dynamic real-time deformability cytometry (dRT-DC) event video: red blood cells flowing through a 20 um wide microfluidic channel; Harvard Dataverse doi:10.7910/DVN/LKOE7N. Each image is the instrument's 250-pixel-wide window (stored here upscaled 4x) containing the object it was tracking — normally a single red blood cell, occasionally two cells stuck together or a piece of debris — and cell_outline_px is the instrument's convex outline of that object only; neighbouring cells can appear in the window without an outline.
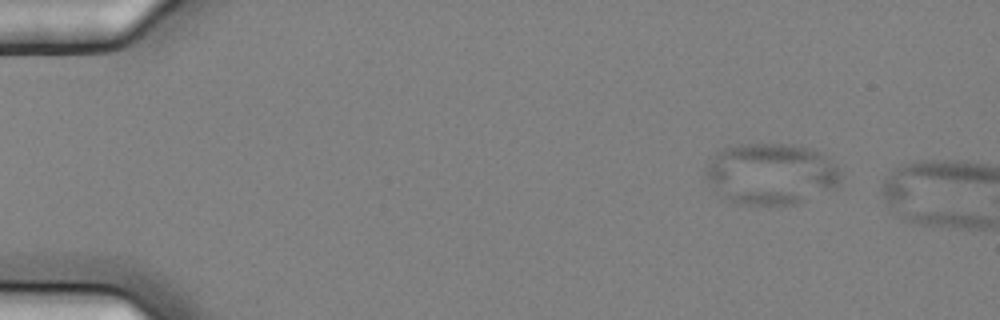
{"species": "common noctule bat (a hibernating species)", "species_latin": "Nyctalus noctula", "temperature_condition": "cold", "stored_images_in_passage": 6, "camera_frame_rate_fps": 3000, "um_per_image_px": 0.085, "animal": {"sex": "female", "body_mass_g": 25.1}, "frame": {"image": 1, "passage_image": 1, "time_ms": 0.0, "image_size_px": [1000, 320], "cell_outline_px": [[844, 176], [840, 188], [796, 204], [740, 204], [724, 200], [716, 192], [708, 180], [704, 172], [708, 164], [716, 152], [724, 148], [736, 144], [792, 144], [808, 148], [820, 152], [836, 164]], "centroid_in_image_um": [65.6, 14.79], "position_along_channel_um": 19.4, "area_um2": 49.07}}